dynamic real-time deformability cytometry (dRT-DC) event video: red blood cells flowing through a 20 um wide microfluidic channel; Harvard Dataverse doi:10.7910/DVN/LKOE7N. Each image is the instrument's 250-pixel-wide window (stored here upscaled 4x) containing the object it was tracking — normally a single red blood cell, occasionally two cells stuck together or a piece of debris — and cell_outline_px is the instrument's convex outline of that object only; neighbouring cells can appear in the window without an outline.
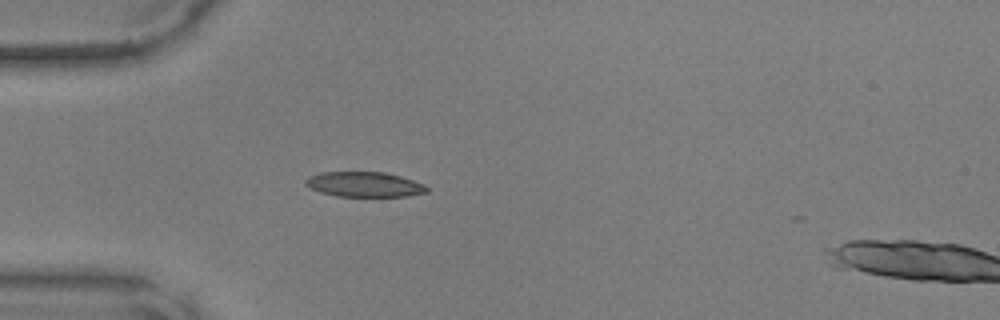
{"species": "common noctule bat (a hibernating species)", "species_latin": "Nyctalus noctula", "temperature_condition": "warm", "stored_images_in_passage": 33, "camera_frame_rate_fps": 3000, "um_per_image_px": 0.085, "animal": {"sex": "male", "body_mass_g": 17.9, "forearm_length_mm": 54.2}, "frame": {"image": 1, "passage_image": 1, "time_ms": 0.0, "image_size_px": [1000, 320], "cell_outline_px": [[428, 192], [408, 196], [336, 196], [320, 192], [304, 184], [304, 180], [308, 176], [320, 172], [384, 172], [400, 176], [424, 184], [428, 188]], "centroid_in_image_um": [30.95, 15.67], "position_along_channel_um": 54.0, "area_um2": 17.69}}
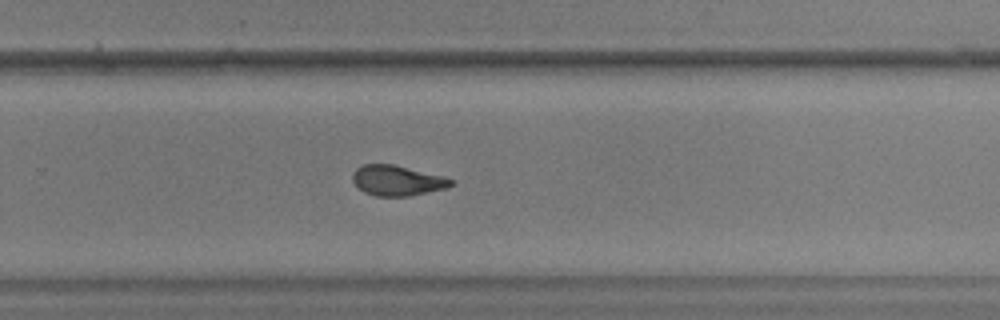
{"frame": {"image": 2, "passage_image": 19, "time_ms": 6.0, "image_size_px": [1000, 320], "cell_outline_px": [[452, 184], [448, 188], [408, 196], [376, 196], [364, 192], [356, 188], [352, 180], [352, 176], [356, 168], [364, 164], [392, 164], [444, 176], [452, 180]], "centroid_in_image_um": [33.72, 15.35], "position_along_channel_um": 296.1, "area_um2": 17.4}}
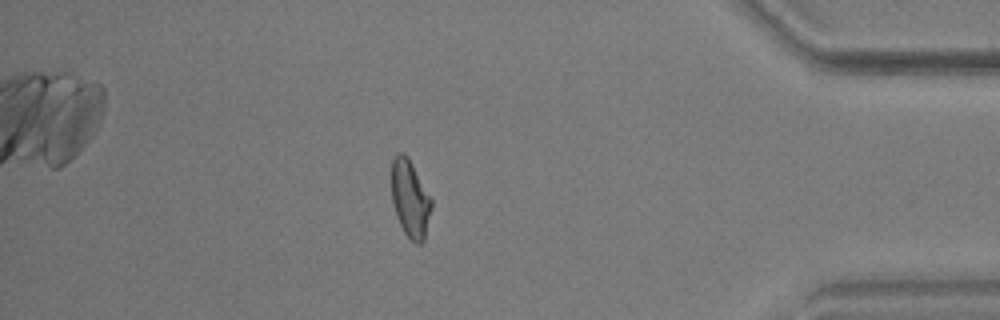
{"frame": {"image": 3, "passage_image": 29, "time_ms": 9.333, "image_size_px": [1000, 320], "cell_outline_px": [[432, 208], [424, 240], [420, 244], [416, 244], [404, 232], [396, 216], [392, 204], [392, 160], [400, 152], [404, 152], [408, 156], [432, 196]], "centroid_in_image_um": [34.89, 16.87], "position_along_channel_um": 400.3, "area_um2": 18.26}}